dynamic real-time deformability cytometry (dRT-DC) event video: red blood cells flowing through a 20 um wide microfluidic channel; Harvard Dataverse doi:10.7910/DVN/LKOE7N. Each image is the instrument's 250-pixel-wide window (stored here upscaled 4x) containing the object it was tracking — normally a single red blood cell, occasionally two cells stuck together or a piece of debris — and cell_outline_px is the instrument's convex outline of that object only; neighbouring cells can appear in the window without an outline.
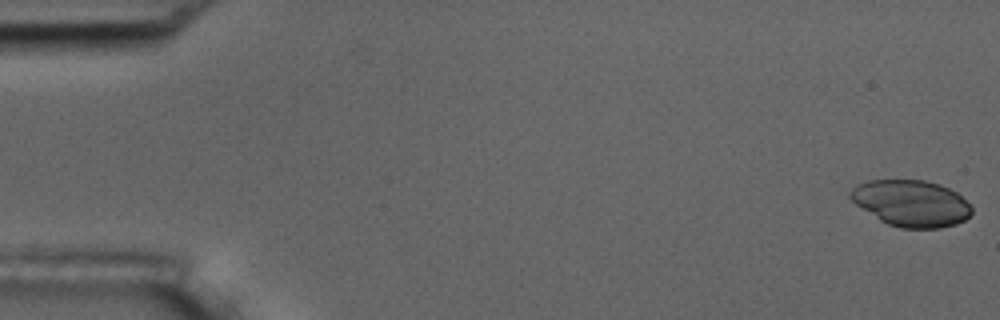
{"species": "common noctule bat (a hibernating species)", "species_latin": "Nyctalus noctula", "temperature_condition": "room temperature", "stored_images_in_passage": 6, "camera_frame_rate_fps": 3000, "um_per_image_px": 0.085, "animal": {"sex": "male", "body_mass_g": 17.5, "forearm_length_mm": 52.3}, "frame": {"image": 1, "passage_image": 1, "time_ms": 0.0, "image_size_px": [1000, 320], "cell_outline_px": [[972, 212], [964, 220], [956, 224], [940, 228], [900, 228], [888, 224], [880, 220], [856, 204], [848, 196], [848, 192], [856, 184], [868, 180], [924, 180], [940, 184], [956, 192], [972, 204]], "centroid_in_image_um": [77.45, 17.27], "position_along_channel_um": 7.5, "area_um2": 32.95}}